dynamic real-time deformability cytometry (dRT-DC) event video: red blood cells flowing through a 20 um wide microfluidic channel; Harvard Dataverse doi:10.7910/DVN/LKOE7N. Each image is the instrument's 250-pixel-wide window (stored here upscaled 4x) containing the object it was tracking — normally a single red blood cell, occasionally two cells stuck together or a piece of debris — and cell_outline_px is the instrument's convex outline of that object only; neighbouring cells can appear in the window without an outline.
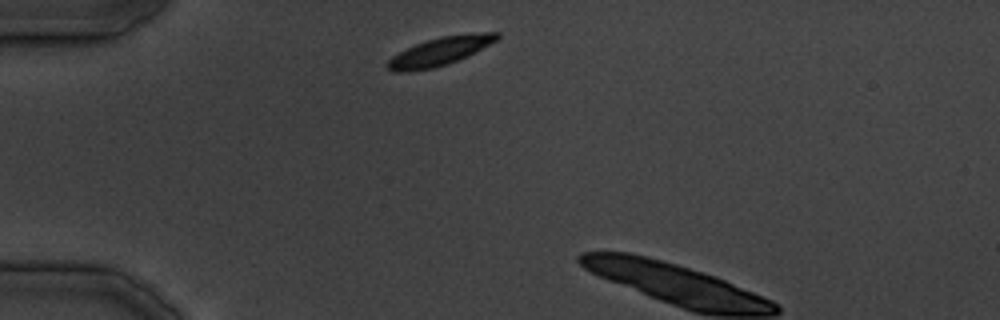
{"species": "common noctule bat (a hibernating species)", "species_latin": "Nyctalus noctula", "temperature_condition": "cold", "stored_images_in_passage": 3, "camera_frame_rate_fps": 3000, "um_per_image_px": 0.085, "animal": {"sex": "male", "body_mass_g": 19.5, "forearm_length_mm": 54.6}, "frame": {"image": 1, "passage_image": 1, "time_ms": 0.0, "image_size_px": [1000, 320], "cell_outline_px": [[500, 36], [496, 40], [468, 56], [448, 64], [432, 68], [408, 72], [396, 72], [388, 68], [384, 64], [392, 56], [416, 44], [440, 36], [472, 32], [500, 32]], "centroid_in_image_um": [37.4, 4.36], "position_along_channel_um": 47.6, "area_um2": 18.03}}